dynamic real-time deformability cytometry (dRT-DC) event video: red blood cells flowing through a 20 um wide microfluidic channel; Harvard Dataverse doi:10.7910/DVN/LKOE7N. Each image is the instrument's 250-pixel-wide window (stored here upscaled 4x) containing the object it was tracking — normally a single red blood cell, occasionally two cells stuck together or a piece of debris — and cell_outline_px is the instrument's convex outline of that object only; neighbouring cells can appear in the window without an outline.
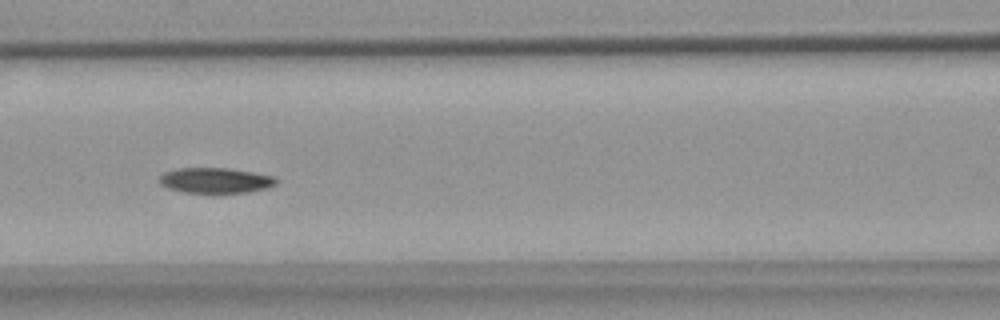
{"species": "common noctule bat (a hibernating species)", "species_latin": "Nyctalus noctula", "temperature_condition": "warm", "stored_images_in_passage": 14, "camera_frame_rate_fps": 3000, "um_per_image_px": 0.085, "animal": {"sex": "female", "body_mass_g": 18.4}, "frame": {"image": 1, "passage_image": 6, "time_ms": 6.667, "image_size_px": [1000, 320], "cell_outline_px": [[280, 180], [276, 184], [268, 188], [248, 192], [212, 196], [184, 192], [168, 188], [160, 184], [160, 176], [164, 172], [176, 168], [228, 168], [252, 172], [272, 176]], "centroid_in_image_um": [18.32, 15.38], "position_along_channel_um": 148.3, "area_um2": 18.09}}
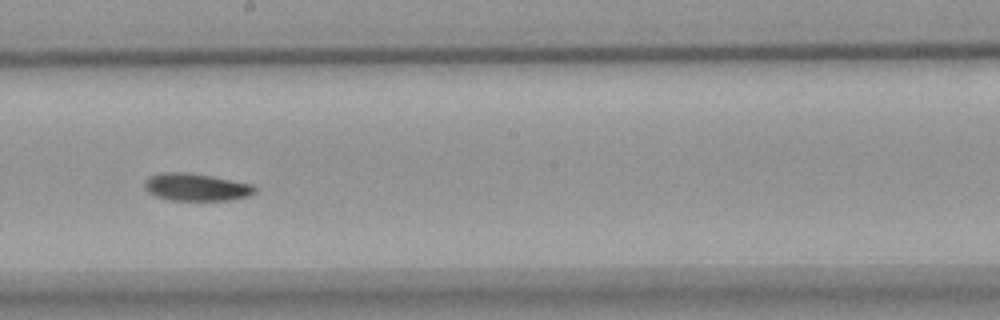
{"frame": {"image": 2, "passage_image": 8, "time_ms": 9.0, "image_size_px": [1000, 320], "cell_outline_px": [[256, 192], [248, 196], [228, 200], [168, 200], [156, 196], [148, 192], [144, 188], [144, 180], [148, 176], [160, 172], [188, 172], [212, 176], [252, 184], [256, 188]], "centroid_in_image_um": [16.63, 15.89], "position_along_channel_um": 231.6, "area_um2": 17.8}}
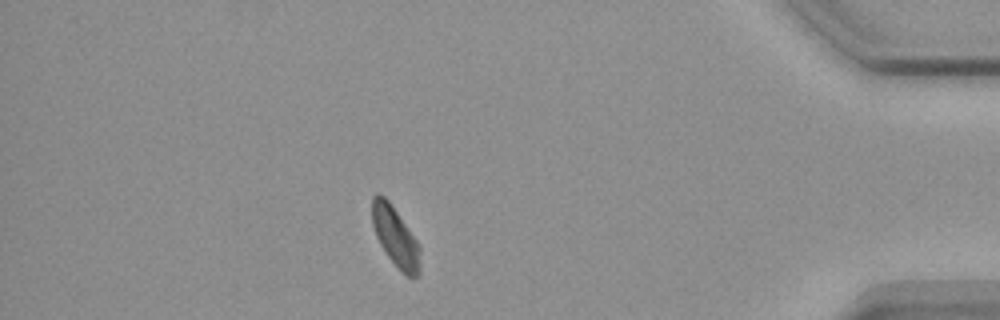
{"frame": {"image": 3, "passage_image": 13, "time_ms": 15.0, "image_size_px": [1000, 320], "cell_outline_px": [[420, 272], [412, 280], [400, 272], [388, 256], [380, 244], [376, 236], [372, 224], [372, 196], [376, 192], [380, 192], [388, 200], [416, 240], [420, 248]], "centroid_in_image_um": [33.6, 20.15], "position_along_channel_um": 401.6, "area_um2": 16.76}}